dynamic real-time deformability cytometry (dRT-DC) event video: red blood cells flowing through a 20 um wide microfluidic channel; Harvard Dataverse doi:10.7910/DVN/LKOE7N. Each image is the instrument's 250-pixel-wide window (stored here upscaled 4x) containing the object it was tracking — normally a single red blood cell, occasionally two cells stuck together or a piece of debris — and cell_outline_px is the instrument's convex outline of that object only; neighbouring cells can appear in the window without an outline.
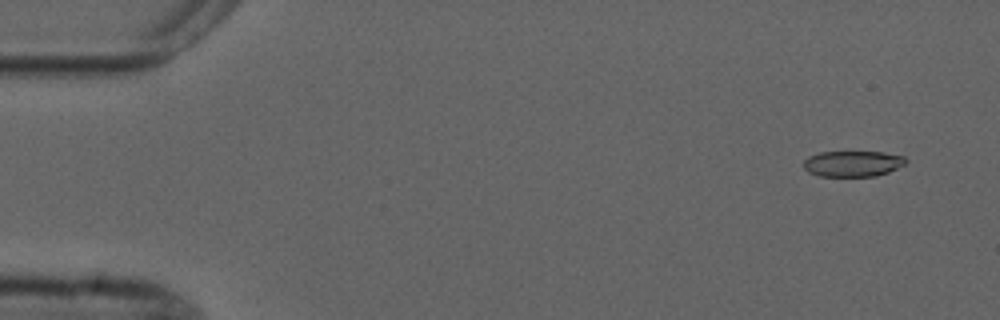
{"species": "common noctule bat (a hibernating species)", "species_latin": "Nyctalus noctula", "temperature_condition": "cold", "stored_images_in_passage": 4, "camera_frame_rate_fps": 3000, "um_per_image_px": 0.085, "animal": {"sex": "male", "forearm_length_mm": 52.5}, "frame": {"image": 1, "passage_image": 1, "time_ms": 0.0, "image_size_px": [1000, 320], "cell_outline_px": [[908, 160], [904, 164], [888, 172], [876, 176], [820, 176], [808, 172], [804, 168], [804, 160], [808, 156], [820, 152], [884, 152], [904, 156]], "centroid_in_image_um": [72.48, 13.91], "position_along_channel_um": 12.5, "area_um2": 15.37}}
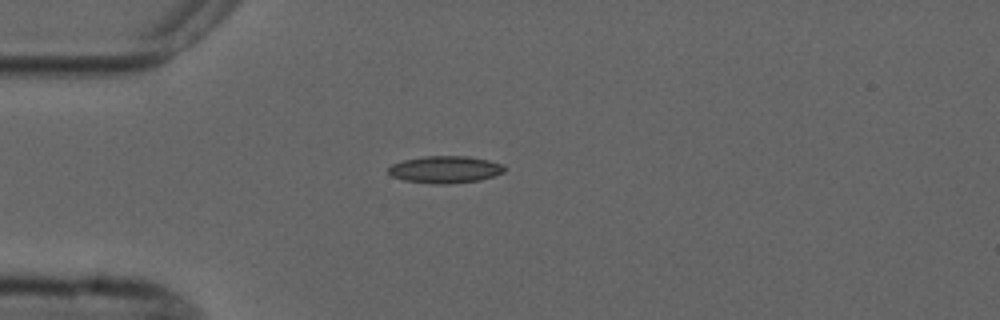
{"frame": {"image": 2, "passage_image": 4, "time_ms": 3.667, "image_size_px": [1000, 320], "cell_outline_px": [[504, 172], [480, 180], [448, 184], [436, 184], [404, 180], [392, 176], [388, 172], [388, 168], [392, 164], [404, 160], [424, 156], [468, 156], [488, 160], [504, 164]], "centroid_in_image_um": [37.84, 14.4], "position_along_channel_um": 47.2, "area_um2": 18.26}}